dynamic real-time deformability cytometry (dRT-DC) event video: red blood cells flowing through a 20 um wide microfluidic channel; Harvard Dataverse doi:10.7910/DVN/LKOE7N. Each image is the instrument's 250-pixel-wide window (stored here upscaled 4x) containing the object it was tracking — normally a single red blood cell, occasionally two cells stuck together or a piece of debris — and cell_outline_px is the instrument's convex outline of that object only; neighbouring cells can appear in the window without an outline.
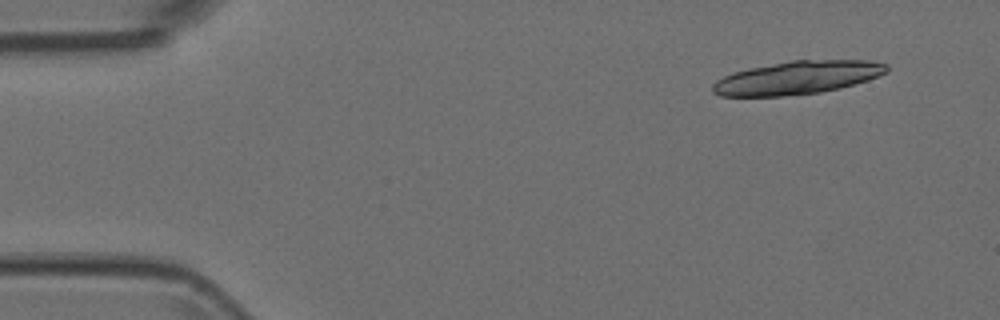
{"species": "Egyptian fruit bat (a non-hibernating species)", "species_latin": "Rousettus aegyptiacus", "temperature_condition": "room temperature", "stored_images_in_passage": 4, "camera_frame_rate_fps": 3000, "um_per_image_px": 0.085, "animal": {"sex": "female"}, "frame": {"image": 1, "passage_image": 1, "time_ms": 0.0, "image_size_px": [1000, 320], "cell_outline_px": [[888, 72], [868, 80], [840, 88], [820, 92], [780, 96], [720, 96], [712, 92], [712, 84], [716, 80], [732, 72], [748, 68], [792, 60], [868, 60], [888, 64]], "centroid_in_image_um": [67.77, 6.59], "position_along_channel_um": 17.2, "area_um2": 33.7}}